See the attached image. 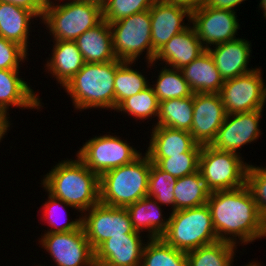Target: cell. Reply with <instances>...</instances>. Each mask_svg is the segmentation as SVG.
Masks as SVG:
<instances>
[{
	"mask_svg": "<svg viewBox=\"0 0 266 266\" xmlns=\"http://www.w3.org/2000/svg\"><path fill=\"white\" fill-rule=\"evenodd\" d=\"M115 110L132 115L135 119H149L152 116H158L159 101L150 85L143 91L123 100Z\"/></svg>",
	"mask_w": 266,
	"mask_h": 266,
	"instance_id": "33",
	"label": "cell"
},
{
	"mask_svg": "<svg viewBox=\"0 0 266 266\" xmlns=\"http://www.w3.org/2000/svg\"><path fill=\"white\" fill-rule=\"evenodd\" d=\"M152 162L141 155L133 162L103 173L99 177L100 202L126 208L147 196Z\"/></svg>",
	"mask_w": 266,
	"mask_h": 266,
	"instance_id": "4",
	"label": "cell"
},
{
	"mask_svg": "<svg viewBox=\"0 0 266 266\" xmlns=\"http://www.w3.org/2000/svg\"><path fill=\"white\" fill-rule=\"evenodd\" d=\"M249 265L250 266H261V264H258V262L256 263V261L255 262H249Z\"/></svg>",
	"mask_w": 266,
	"mask_h": 266,
	"instance_id": "46",
	"label": "cell"
},
{
	"mask_svg": "<svg viewBox=\"0 0 266 266\" xmlns=\"http://www.w3.org/2000/svg\"><path fill=\"white\" fill-rule=\"evenodd\" d=\"M236 245L217 241L186 252L188 266H232Z\"/></svg>",
	"mask_w": 266,
	"mask_h": 266,
	"instance_id": "29",
	"label": "cell"
},
{
	"mask_svg": "<svg viewBox=\"0 0 266 266\" xmlns=\"http://www.w3.org/2000/svg\"><path fill=\"white\" fill-rule=\"evenodd\" d=\"M142 153L117 136L103 135L88 140L77 157L99 177L112 169L129 164Z\"/></svg>",
	"mask_w": 266,
	"mask_h": 266,
	"instance_id": "9",
	"label": "cell"
},
{
	"mask_svg": "<svg viewBox=\"0 0 266 266\" xmlns=\"http://www.w3.org/2000/svg\"><path fill=\"white\" fill-rule=\"evenodd\" d=\"M82 214V227L92 249L95 251L105 240L113 236L140 234L133 230L126 208L97 203Z\"/></svg>",
	"mask_w": 266,
	"mask_h": 266,
	"instance_id": "10",
	"label": "cell"
},
{
	"mask_svg": "<svg viewBox=\"0 0 266 266\" xmlns=\"http://www.w3.org/2000/svg\"><path fill=\"white\" fill-rule=\"evenodd\" d=\"M122 60L107 63H85L82 69L63 86L74 107L81 109L111 108L115 110L114 79Z\"/></svg>",
	"mask_w": 266,
	"mask_h": 266,
	"instance_id": "3",
	"label": "cell"
},
{
	"mask_svg": "<svg viewBox=\"0 0 266 266\" xmlns=\"http://www.w3.org/2000/svg\"><path fill=\"white\" fill-rule=\"evenodd\" d=\"M114 54L118 60L135 62L146 50L148 64L154 65L156 52L151 43L150 11L145 10L110 23Z\"/></svg>",
	"mask_w": 266,
	"mask_h": 266,
	"instance_id": "7",
	"label": "cell"
},
{
	"mask_svg": "<svg viewBox=\"0 0 266 266\" xmlns=\"http://www.w3.org/2000/svg\"><path fill=\"white\" fill-rule=\"evenodd\" d=\"M38 16L25 8L0 1V36L28 51L29 25Z\"/></svg>",
	"mask_w": 266,
	"mask_h": 266,
	"instance_id": "25",
	"label": "cell"
},
{
	"mask_svg": "<svg viewBox=\"0 0 266 266\" xmlns=\"http://www.w3.org/2000/svg\"><path fill=\"white\" fill-rule=\"evenodd\" d=\"M259 6L263 9L264 17L266 18V0H261Z\"/></svg>",
	"mask_w": 266,
	"mask_h": 266,
	"instance_id": "45",
	"label": "cell"
},
{
	"mask_svg": "<svg viewBox=\"0 0 266 266\" xmlns=\"http://www.w3.org/2000/svg\"><path fill=\"white\" fill-rule=\"evenodd\" d=\"M151 133L146 150L149 158H168L188 151L202 150V145L188 131L155 125Z\"/></svg>",
	"mask_w": 266,
	"mask_h": 266,
	"instance_id": "20",
	"label": "cell"
},
{
	"mask_svg": "<svg viewBox=\"0 0 266 266\" xmlns=\"http://www.w3.org/2000/svg\"><path fill=\"white\" fill-rule=\"evenodd\" d=\"M201 151H188L168 158H149L159 169L176 178L191 175L199 171Z\"/></svg>",
	"mask_w": 266,
	"mask_h": 266,
	"instance_id": "35",
	"label": "cell"
},
{
	"mask_svg": "<svg viewBox=\"0 0 266 266\" xmlns=\"http://www.w3.org/2000/svg\"><path fill=\"white\" fill-rule=\"evenodd\" d=\"M75 1L95 4L102 9L109 0H75Z\"/></svg>",
	"mask_w": 266,
	"mask_h": 266,
	"instance_id": "44",
	"label": "cell"
},
{
	"mask_svg": "<svg viewBox=\"0 0 266 266\" xmlns=\"http://www.w3.org/2000/svg\"><path fill=\"white\" fill-rule=\"evenodd\" d=\"M51 59L46 69L55 76L59 84L65 86L85 64L75 41H54Z\"/></svg>",
	"mask_w": 266,
	"mask_h": 266,
	"instance_id": "26",
	"label": "cell"
},
{
	"mask_svg": "<svg viewBox=\"0 0 266 266\" xmlns=\"http://www.w3.org/2000/svg\"><path fill=\"white\" fill-rule=\"evenodd\" d=\"M194 93L186 98L169 99L159 102L157 126L190 132L193 121Z\"/></svg>",
	"mask_w": 266,
	"mask_h": 266,
	"instance_id": "28",
	"label": "cell"
},
{
	"mask_svg": "<svg viewBox=\"0 0 266 266\" xmlns=\"http://www.w3.org/2000/svg\"><path fill=\"white\" fill-rule=\"evenodd\" d=\"M206 204L219 241L236 245L238 237L241 244L245 245L266 236V223L247 185L210 192Z\"/></svg>",
	"mask_w": 266,
	"mask_h": 266,
	"instance_id": "1",
	"label": "cell"
},
{
	"mask_svg": "<svg viewBox=\"0 0 266 266\" xmlns=\"http://www.w3.org/2000/svg\"><path fill=\"white\" fill-rule=\"evenodd\" d=\"M149 11L151 18V43L155 52L161 49L174 35L189 27L183 23V19L186 16L189 18L188 21L191 22V13L173 4L155 1Z\"/></svg>",
	"mask_w": 266,
	"mask_h": 266,
	"instance_id": "17",
	"label": "cell"
},
{
	"mask_svg": "<svg viewBox=\"0 0 266 266\" xmlns=\"http://www.w3.org/2000/svg\"><path fill=\"white\" fill-rule=\"evenodd\" d=\"M262 110L227 114L210 146L215 149L238 153L237 150L247 143L258 139L259 121Z\"/></svg>",
	"mask_w": 266,
	"mask_h": 266,
	"instance_id": "15",
	"label": "cell"
},
{
	"mask_svg": "<svg viewBox=\"0 0 266 266\" xmlns=\"http://www.w3.org/2000/svg\"><path fill=\"white\" fill-rule=\"evenodd\" d=\"M209 195L210 191L200 171L177 178L174 187V211L204 205Z\"/></svg>",
	"mask_w": 266,
	"mask_h": 266,
	"instance_id": "27",
	"label": "cell"
},
{
	"mask_svg": "<svg viewBox=\"0 0 266 266\" xmlns=\"http://www.w3.org/2000/svg\"><path fill=\"white\" fill-rule=\"evenodd\" d=\"M161 238L184 252L219 241L207 204L171 212L168 229Z\"/></svg>",
	"mask_w": 266,
	"mask_h": 266,
	"instance_id": "5",
	"label": "cell"
},
{
	"mask_svg": "<svg viewBox=\"0 0 266 266\" xmlns=\"http://www.w3.org/2000/svg\"><path fill=\"white\" fill-rule=\"evenodd\" d=\"M206 49L202 46L193 26L174 35L161 49L156 52L154 63L164 61L168 67L182 69Z\"/></svg>",
	"mask_w": 266,
	"mask_h": 266,
	"instance_id": "19",
	"label": "cell"
},
{
	"mask_svg": "<svg viewBox=\"0 0 266 266\" xmlns=\"http://www.w3.org/2000/svg\"><path fill=\"white\" fill-rule=\"evenodd\" d=\"M126 209L135 232L141 233L143 230H148L150 234L148 238L157 239L167 231L169 217L166 220L163 219L161 206L154 198L143 197Z\"/></svg>",
	"mask_w": 266,
	"mask_h": 266,
	"instance_id": "24",
	"label": "cell"
},
{
	"mask_svg": "<svg viewBox=\"0 0 266 266\" xmlns=\"http://www.w3.org/2000/svg\"><path fill=\"white\" fill-rule=\"evenodd\" d=\"M43 187L55 198L85 213L100 202L99 176L78 157L63 160L44 176Z\"/></svg>",
	"mask_w": 266,
	"mask_h": 266,
	"instance_id": "2",
	"label": "cell"
},
{
	"mask_svg": "<svg viewBox=\"0 0 266 266\" xmlns=\"http://www.w3.org/2000/svg\"><path fill=\"white\" fill-rule=\"evenodd\" d=\"M246 185L253 195L263 221L266 223V168L248 165Z\"/></svg>",
	"mask_w": 266,
	"mask_h": 266,
	"instance_id": "37",
	"label": "cell"
},
{
	"mask_svg": "<svg viewBox=\"0 0 266 266\" xmlns=\"http://www.w3.org/2000/svg\"><path fill=\"white\" fill-rule=\"evenodd\" d=\"M180 70L193 93H220L224 80L207 49Z\"/></svg>",
	"mask_w": 266,
	"mask_h": 266,
	"instance_id": "22",
	"label": "cell"
},
{
	"mask_svg": "<svg viewBox=\"0 0 266 266\" xmlns=\"http://www.w3.org/2000/svg\"><path fill=\"white\" fill-rule=\"evenodd\" d=\"M140 234L113 236L95 250L96 266H141L145 244Z\"/></svg>",
	"mask_w": 266,
	"mask_h": 266,
	"instance_id": "16",
	"label": "cell"
},
{
	"mask_svg": "<svg viewBox=\"0 0 266 266\" xmlns=\"http://www.w3.org/2000/svg\"><path fill=\"white\" fill-rule=\"evenodd\" d=\"M1 2H7L16 6L25 8L34 12L39 18L42 19L46 1L45 0H0Z\"/></svg>",
	"mask_w": 266,
	"mask_h": 266,
	"instance_id": "40",
	"label": "cell"
},
{
	"mask_svg": "<svg viewBox=\"0 0 266 266\" xmlns=\"http://www.w3.org/2000/svg\"><path fill=\"white\" fill-rule=\"evenodd\" d=\"M245 0H205L204 5L216 9H228L234 11V7Z\"/></svg>",
	"mask_w": 266,
	"mask_h": 266,
	"instance_id": "42",
	"label": "cell"
},
{
	"mask_svg": "<svg viewBox=\"0 0 266 266\" xmlns=\"http://www.w3.org/2000/svg\"><path fill=\"white\" fill-rule=\"evenodd\" d=\"M42 20L54 36V41H75L103 19L102 9L95 4L69 0L55 5L50 0L46 2Z\"/></svg>",
	"mask_w": 266,
	"mask_h": 266,
	"instance_id": "6",
	"label": "cell"
},
{
	"mask_svg": "<svg viewBox=\"0 0 266 266\" xmlns=\"http://www.w3.org/2000/svg\"><path fill=\"white\" fill-rule=\"evenodd\" d=\"M27 54L23 47L0 36V69L19 70V62H23Z\"/></svg>",
	"mask_w": 266,
	"mask_h": 266,
	"instance_id": "39",
	"label": "cell"
},
{
	"mask_svg": "<svg viewBox=\"0 0 266 266\" xmlns=\"http://www.w3.org/2000/svg\"><path fill=\"white\" fill-rule=\"evenodd\" d=\"M219 93H194L190 134L200 145H210L226 118Z\"/></svg>",
	"mask_w": 266,
	"mask_h": 266,
	"instance_id": "14",
	"label": "cell"
},
{
	"mask_svg": "<svg viewBox=\"0 0 266 266\" xmlns=\"http://www.w3.org/2000/svg\"><path fill=\"white\" fill-rule=\"evenodd\" d=\"M191 23L205 49L237 39L240 28L235 11L205 5L191 13Z\"/></svg>",
	"mask_w": 266,
	"mask_h": 266,
	"instance_id": "13",
	"label": "cell"
},
{
	"mask_svg": "<svg viewBox=\"0 0 266 266\" xmlns=\"http://www.w3.org/2000/svg\"><path fill=\"white\" fill-rule=\"evenodd\" d=\"M19 70L0 69V109L7 113L9 106L40 109L39 96L22 80Z\"/></svg>",
	"mask_w": 266,
	"mask_h": 266,
	"instance_id": "23",
	"label": "cell"
},
{
	"mask_svg": "<svg viewBox=\"0 0 266 266\" xmlns=\"http://www.w3.org/2000/svg\"><path fill=\"white\" fill-rule=\"evenodd\" d=\"M177 178L159 169L154 163L150 167L147 196L160 205H171L174 212V187Z\"/></svg>",
	"mask_w": 266,
	"mask_h": 266,
	"instance_id": "34",
	"label": "cell"
},
{
	"mask_svg": "<svg viewBox=\"0 0 266 266\" xmlns=\"http://www.w3.org/2000/svg\"><path fill=\"white\" fill-rule=\"evenodd\" d=\"M248 164L240 155L203 145L199 171L210 192L233 190L246 185Z\"/></svg>",
	"mask_w": 266,
	"mask_h": 266,
	"instance_id": "8",
	"label": "cell"
},
{
	"mask_svg": "<svg viewBox=\"0 0 266 266\" xmlns=\"http://www.w3.org/2000/svg\"><path fill=\"white\" fill-rule=\"evenodd\" d=\"M41 237L39 242L57 266H96L95 251L82 226L75 231L45 233Z\"/></svg>",
	"mask_w": 266,
	"mask_h": 266,
	"instance_id": "12",
	"label": "cell"
},
{
	"mask_svg": "<svg viewBox=\"0 0 266 266\" xmlns=\"http://www.w3.org/2000/svg\"><path fill=\"white\" fill-rule=\"evenodd\" d=\"M148 240L141 266H188L186 252L168 245L162 238Z\"/></svg>",
	"mask_w": 266,
	"mask_h": 266,
	"instance_id": "30",
	"label": "cell"
},
{
	"mask_svg": "<svg viewBox=\"0 0 266 266\" xmlns=\"http://www.w3.org/2000/svg\"><path fill=\"white\" fill-rule=\"evenodd\" d=\"M8 115V113L0 109V141L5 135V133H7V130L11 125L10 121L8 120L9 117H7Z\"/></svg>",
	"mask_w": 266,
	"mask_h": 266,
	"instance_id": "43",
	"label": "cell"
},
{
	"mask_svg": "<svg viewBox=\"0 0 266 266\" xmlns=\"http://www.w3.org/2000/svg\"><path fill=\"white\" fill-rule=\"evenodd\" d=\"M152 86L159 102L169 99L186 98L193 94L181 70L170 69L166 66L162 68L156 83Z\"/></svg>",
	"mask_w": 266,
	"mask_h": 266,
	"instance_id": "31",
	"label": "cell"
},
{
	"mask_svg": "<svg viewBox=\"0 0 266 266\" xmlns=\"http://www.w3.org/2000/svg\"><path fill=\"white\" fill-rule=\"evenodd\" d=\"M133 63L124 61L116 69L114 79L115 109L123 100L143 91L150 85L141 72L129 66Z\"/></svg>",
	"mask_w": 266,
	"mask_h": 266,
	"instance_id": "32",
	"label": "cell"
},
{
	"mask_svg": "<svg viewBox=\"0 0 266 266\" xmlns=\"http://www.w3.org/2000/svg\"><path fill=\"white\" fill-rule=\"evenodd\" d=\"M156 1L182 7L188 10L190 13L199 10L204 5L205 2V0H156Z\"/></svg>",
	"mask_w": 266,
	"mask_h": 266,
	"instance_id": "41",
	"label": "cell"
},
{
	"mask_svg": "<svg viewBox=\"0 0 266 266\" xmlns=\"http://www.w3.org/2000/svg\"><path fill=\"white\" fill-rule=\"evenodd\" d=\"M156 0H109L102 8V19L113 23L132 14L149 10Z\"/></svg>",
	"mask_w": 266,
	"mask_h": 266,
	"instance_id": "36",
	"label": "cell"
},
{
	"mask_svg": "<svg viewBox=\"0 0 266 266\" xmlns=\"http://www.w3.org/2000/svg\"><path fill=\"white\" fill-rule=\"evenodd\" d=\"M249 43L245 39L237 38L232 41L217 44L214 47L215 49L211 47L207 49L224 81L254 70L253 68L249 69L247 67L250 53H252L251 43Z\"/></svg>",
	"mask_w": 266,
	"mask_h": 266,
	"instance_id": "18",
	"label": "cell"
},
{
	"mask_svg": "<svg viewBox=\"0 0 266 266\" xmlns=\"http://www.w3.org/2000/svg\"><path fill=\"white\" fill-rule=\"evenodd\" d=\"M260 71V67L255 68L249 73L224 81L219 94L227 114L263 110L266 85Z\"/></svg>",
	"mask_w": 266,
	"mask_h": 266,
	"instance_id": "11",
	"label": "cell"
},
{
	"mask_svg": "<svg viewBox=\"0 0 266 266\" xmlns=\"http://www.w3.org/2000/svg\"><path fill=\"white\" fill-rule=\"evenodd\" d=\"M48 195H49L48 201L45 202V204L43 205V207H44L43 208V210H44V214H43L44 217L43 218H45V220H47L49 225L52 226L53 228L47 230V232H45V233L69 232V231H75V230L79 229L82 226V217H80V216L78 219H75V221H73V220L71 222L67 221L63 225H60L59 222L57 223L56 220H58L59 218L56 219V217H59L58 216L59 214L57 215V213H58L57 210L60 209L59 207H62L63 204L67 207L68 206L72 207V206L68 205L66 202L62 201L61 199L55 198L54 196L50 195L49 193H48Z\"/></svg>",
	"mask_w": 266,
	"mask_h": 266,
	"instance_id": "38",
	"label": "cell"
},
{
	"mask_svg": "<svg viewBox=\"0 0 266 266\" xmlns=\"http://www.w3.org/2000/svg\"><path fill=\"white\" fill-rule=\"evenodd\" d=\"M85 63H107L118 60L114 54L110 24L102 20L75 40Z\"/></svg>",
	"mask_w": 266,
	"mask_h": 266,
	"instance_id": "21",
	"label": "cell"
}]
</instances>
